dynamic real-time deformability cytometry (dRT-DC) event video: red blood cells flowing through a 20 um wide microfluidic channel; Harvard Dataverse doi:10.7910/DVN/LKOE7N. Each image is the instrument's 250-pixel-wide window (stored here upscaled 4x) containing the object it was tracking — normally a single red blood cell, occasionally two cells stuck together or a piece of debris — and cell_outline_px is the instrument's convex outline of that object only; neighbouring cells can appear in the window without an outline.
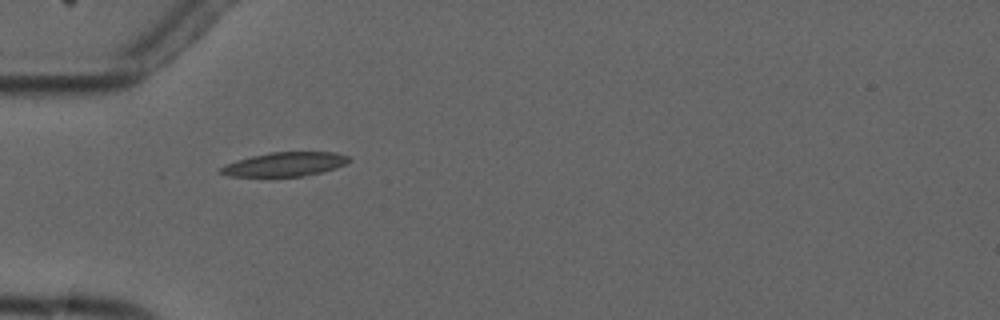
{"species": "common noctule bat (a hibernating species)", "species_latin": "Nyctalus noctula", "temperature_condition": "cold", "stored_images_in_passage": 5, "camera_frame_rate_fps": 3000, "um_per_image_px": 0.085, "animal": {"sex": "male", "forearm_length_mm": 52.5}, "frame": {"image": 1, "passage_image": 4, "time_ms": 3.667, "image_size_px": [1000, 320], "cell_outline_px": [[352, 160], [336, 168], [304, 176], [228, 176], [216, 172], [224, 164], [236, 160], [252, 156], [272, 152], [336, 152], [348, 156]], "centroid_in_image_um": [24.18, 13.96], "position_along_channel_um": 60.8, "area_um2": 17.98}}
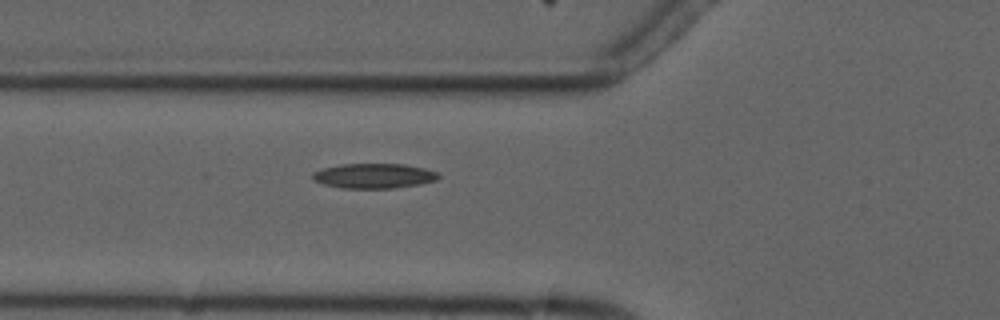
{"frame": {"image": 2, "passage_image": 5, "time_ms": 4.667, "image_size_px": [1000, 320], "cell_outline_px": [[440, 176], [436, 180], [420, 184], [396, 188], [340, 188], [324, 184], [312, 180], [312, 172], [324, 168], [344, 164], [404, 164], [424, 168], [436, 172]], "centroid_in_image_um": [31.77, 14.95], "position_along_channel_um": 94.0, "area_um2": 18.21}}